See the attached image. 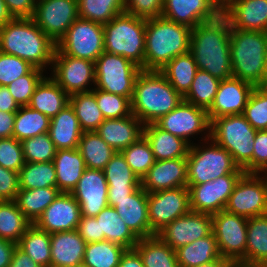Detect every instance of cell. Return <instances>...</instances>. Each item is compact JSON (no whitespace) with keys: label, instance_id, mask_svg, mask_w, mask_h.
Returning a JSON list of instances; mask_svg holds the SVG:
<instances>
[{"label":"cell","instance_id":"obj_1","mask_svg":"<svg viewBox=\"0 0 267 267\" xmlns=\"http://www.w3.org/2000/svg\"><path fill=\"white\" fill-rule=\"evenodd\" d=\"M230 31V22L223 13L191 30L190 53L197 68L220 80L232 77Z\"/></svg>","mask_w":267,"mask_h":267},{"label":"cell","instance_id":"obj_2","mask_svg":"<svg viewBox=\"0 0 267 267\" xmlns=\"http://www.w3.org/2000/svg\"><path fill=\"white\" fill-rule=\"evenodd\" d=\"M55 49L56 43L32 18H14L0 28V52L17 56L43 71L51 69Z\"/></svg>","mask_w":267,"mask_h":267},{"label":"cell","instance_id":"obj_3","mask_svg":"<svg viewBox=\"0 0 267 267\" xmlns=\"http://www.w3.org/2000/svg\"><path fill=\"white\" fill-rule=\"evenodd\" d=\"M184 101L160 71L142 70L136 77L131 99L132 114L144 125L156 123Z\"/></svg>","mask_w":267,"mask_h":267},{"label":"cell","instance_id":"obj_4","mask_svg":"<svg viewBox=\"0 0 267 267\" xmlns=\"http://www.w3.org/2000/svg\"><path fill=\"white\" fill-rule=\"evenodd\" d=\"M191 30L163 17L146 19L144 70L160 71L174 57L190 52Z\"/></svg>","mask_w":267,"mask_h":267},{"label":"cell","instance_id":"obj_5","mask_svg":"<svg viewBox=\"0 0 267 267\" xmlns=\"http://www.w3.org/2000/svg\"><path fill=\"white\" fill-rule=\"evenodd\" d=\"M266 48L267 32L231 29L232 76L254 87L267 86Z\"/></svg>","mask_w":267,"mask_h":267},{"label":"cell","instance_id":"obj_6","mask_svg":"<svg viewBox=\"0 0 267 267\" xmlns=\"http://www.w3.org/2000/svg\"><path fill=\"white\" fill-rule=\"evenodd\" d=\"M254 129L243 114L217 117L211 121L210 138L233 157L245 173H253Z\"/></svg>","mask_w":267,"mask_h":267},{"label":"cell","instance_id":"obj_7","mask_svg":"<svg viewBox=\"0 0 267 267\" xmlns=\"http://www.w3.org/2000/svg\"><path fill=\"white\" fill-rule=\"evenodd\" d=\"M103 28L104 51L121 55L144 70L146 19L124 12Z\"/></svg>","mask_w":267,"mask_h":267},{"label":"cell","instance_id":"obj_8","mask_svg":"<svg viewBox=\"0 0 267 267\" xmlns=\"http://www.w3.org/2000/svg\"><path fill=\"white\" fill-rule=\"evenodd\" d=\"M199 143H193L188 150L187 185H200L220 176L245 173L234 162L231 154L211 138Z\"/></svg>","mask_w":267,"mask_h":267},{"label":"cell","instance_id":"obj_9","mask_svg":"<svg viewBox=\"0 0 267 267\" xmlns=\"http://www.w3.org/2000/svg\"><path fill=\"white\" fill-rule=\"evenodd\" d=\"M141 71L131 60L104 51L95 61L94 88L132 99L134 83Z\"/></svg>","mask_w":267,"mask_h":267},{"label":"cell","instance_id":"obj_10","mask_svg":"<svg viewBox=\"0 0 267 267\" xmlns=\"http://www.w3.org/2000/svg\"><path fill=\"white\" fill-rule=\"evenodd\" d=\"M103 52V24L77 18L56 43L54 54H65L95 62Z\"/></svg>","mask_w":267,"mask_h":267},{"label":"cell","instance_id":"obj_11","mask_svg":"<svg viewBox=\"0 0 267 267\" xmlns=\"http://www.w3.org/2000/svg\"><path fill=\"white\" fill-rule=\"evenodd\" d=\"M248 218L221 210L212 215V232L221 257L245 267Z\"/></svg>","mask_w":267,"mask_h":267},{"label":"cell","instance_id":"obj_12","mask_svg":"<svg viewBox=\"0 0 267 267\" xmlns=\"http://www.w3.org/2000/svg\"><path fill=\"white\" fill-rule=\"evenodd\" d=\"M156 124L161 129L182 138L190 146L193 144L190 139L191 137L194 138L195 135L201 134L203 136L200 141L210 139L211 122L207 110L186 101L162 116Z\"/></svg>","mask_w":267,"mask_h":267},{"label":"cell","instance_id":"obj_13","mask_svg":"<svg viewBox=\"0 0 267 267\" xmlns=\"http://www.w3.org/2000/svg\"><path fill=\"white\" fill-rule=\"evenodd\" d=\"M51 69L50 77L69 96L94 89L95 62L65 54H54Z\"/></svg>","mask_w":267,"mask_h":267},{"label":"cell","instance_id":"obj_14","mask_svg":"<svg viewBox=\"0 0 267 267\" xmlns=\"http://www.w3.org/2000/svg\"><path fill=\"white\" fill-rule=\"evenodd\" d=\"M225 210L246 218L267 214V187L261 174L244 173L234 187Z\"/></svg>","mask_w":267,"mask_h":267},{"label":"cell","instance_id":"obj_15","mask_svg":"<svg viewBox=\"0 0 267 267\" xmlns=\"http://www.w3.org/2000/svg\"><path fill=\"white\" fill-rule=\"evenodd\" d=\"M190 211L189 189L179 187L148 193L150 237Z\"/></svg>","mask_w":267,"mask_h":267},{"label":"cell","instance_id":"obj_16","mask_svg":"<svg viewBox=\"0 0 267 267\" xmlns=\"http://www.w3.org/2000/svg\"><path fill=\"white\" fill-rule=\"evenodd\" d=\"M79 18L77 0H37L33 21L55 43Z\"/></svg>","mask_w":267,"mask_h":267},{"label":"cell","instance_id":"obj_17","mask_svg":"<svg viewBox=\"0 0 267 267\" xmlns=\"http://www.w3.org/2000/svg\"><path fill=\"white\" fill-rule=\"evenodd\" d=\"M243 174H228L200 185H187L190 210L215 214L225 210L229 197Z\"/></svg>","mask_w":267,"mask_h":267},{"label":"cell","instance_id":"obj_18","mask_svg":"<svg viewBox=\"0 0 267 267\" xmlns=\"http://www.w3.org/2000/svg\"><path fill=\"white\" fill-rule=\"evenodd\" d=\"M212 233V215L189 211L178 217L156 235L175 251Z\"/></svg>","mask_w":267,"mask_h":267},{"label":"cell","instance_id":"obj_19","mask_svg":"<svg viewBox=\"0 0 267 267\" xmlns=\"http://www.w3.org/2000/svg\"><path fill=\"white\" fill-rule=\"evenodd\" d=\"M70 193L79 203L82 216L96 217L108 206V184L104 171L86 168Z\"/></svg>","mask_w":267,"mask_h":267},{"label":"cell","instance_id":"obj_20","mask_svg":"<svg viewBox=\"0 0 267 267\" xmlns=\"http://www.w3.org/2000/svg\"><path fill=\"white\" fill-rule=\"evenodd\" d=\"M221 13L222 9L213 0H163L161 17L193 29Z\"/></svg>","mask_w":267,"mask_h":267},{"label":"cell","instance_id":"obj_21","mask_svg":"<svg viewBox=\"0 0 267 267\" xmlns=\"http://www.w3.org/2000/svg\"><path fill=\"white\" fill-rule=\"evenodd\" d=\"M81 216L79 203L73 195L61 192L34 225L49 234L77 230Z\"/></svg>","mask_w":267,"mask_h":267},{"label":"cell","instance_id":"obj_22","mask_svg":"<svg viewBox=\"0 0 267 267\" xmlns=\"http://www.w3.org/2000/svg\"><path fill=\"white\" fill-rule=\"evenodd\" d=\"M253 89L252 84L233 76L221 80L214 102L207 111L210 122L217 117L243 114Z\"/></svg>","mask_w":267,"mask_h":267},{"label":"cell","instance_id":"obj_23","mask_svg":"<svg viewBox=\"0 0 267 267\" xmlns=\"http://www.w3.org/2000/svg\"><path fill=\"white\" fill-rule=\"evenodd\" d=\"M187 158L156 160L141 180V187L152 193L187 187Z\"/></svg>","mask_w":267,"mask_h":267},{"label":"cell","instance_id":"obj_24","mask_svg":"<svg viewBox=\"0 0 267 267\" xmlns=\"http://www.w3.org/2000/svg\"><path fill=\"white\" fill-rule=\"evenodd\" d=\"M108 205L116 209L120 218L138 239L150 237L148 193L141 186L126 199L108 200Z\"/></svg>","mask_w":267,"mask_h":267},{"label":"cell","instance_id":"obj_25","mask_svg":"<svg viewBox=\"0 0 267 267\" xmlns=\"http://www.w3.org/2000/svg\"><path fill=\"white\" fill-rule=\"evenodd\" d=\"M222 13L231 29L267 32V0H232Z\"/></svg>","mask_w":267,"mask_h":267},{"label":"cell","instance_id":"obj_26","mask_svg":"<svg viewBox=\"0 0 267 267\" xmlns=\"http://www.w3.org/2000/svg\"><path fill=\"white\" fill-rule=\"evenodd\" d=\"M144 124L135 116L105 119L95 132L116 152H121L143 136Z\"/></svg>","mask_w":267,"mask_h":267},{"label":"cell","instance_id":"obj_27","mask_svg":"<svg viewBox=\"0 0 267 267\" xmlns=\"http://www.w3.org/2000/svg\"><path fill=\"white\" fill-rule=\"evenodd\" d=\"M50 267H73L83 264L86 242L77 230L50 234Z\"/></svg>","mask_w":267,"mask_h":267},{"label":"cell","instance_id":"obj_28","mask_svg":"<svg viewBox=\"0 0 267 267\" xmlns=\"http://www.w3.org/2000/svg\"><path fill=\"white\" fill-rule=\"evenodd\" d=\"M48 134L56 150L78 148L83 130L70 104L50 119Z\"/></svg>","mask_w":267,"mask_h":267},{"label":"cell","instance_id":"obj_29","mask_svg":"<svg viewBox=\"0 0 267 267\" xmlns=\"http://www.w3.org/2000/svg\"><path fill=\"white\" fill-rule=\"evenodd\" d=\"M143 136L149 142L155 160L187 157L190 145L182 138L161 129L156 123L144 125Z\"/></svg>","mask_w":267,"mask_h":267},{"label":"cell","instance_id":"obj_30","mask_svg":"<svg viewBox=\"0 0 267 267\" xmlns=\"http://www.w3.org/2000/svg\"><path fill=\"white\" fill-rule=\"evenodd\" d=\"M68 104L69 95L49 75L37 85L28 106L51 119Z\"/></svg>","mask_w":267,"mask_h":267},{"label":"cell","instance_id":"obj_31","mask_svg":"<svg viewBox=\"0 0 267 267\" xmlns=\"http://www.w3.org/2000/svg\"><path fill=\"white\" fill-rule=\"evenodd\" d=\"M53 163L56 170L57 188L70 193L86 169L84 159L77 148L57 150Z\"/></svg>","mask_w":267,"mask_h":267},{"label":"cell","instance_id":"obj_32","mask_svg":"<svg viewBox=\"0 0 267 267\" xmlns=\"http://www.w3.org/2000/svg\"><path fill=\"white\" fill-rule=\"evenodd\" d=\"M267 266V214L248 218L245 267Z\"/></svg>","mask_w":267,"mask_h":267},{"label":"cell","instance_id":"obj_33","mask_svg":"<svg viewBox=\"0 0 267 267\" xmlns=\"http://www.w3.org/2000/svg\"><path fill=\"white\" fill-rule=\"evenodd\" d=\"M176 255L179 267H194L215 260H224L219 253L213 232L204 238L178 248Z\"/></svg>","mask_w":267,"mask_h":267},{"label":"cell","instance_id":"obj_34","mask_svg":"<svg viewBox=\"0 0 267 267\" xmlns=\"http://www.w3.org/2000/svg\"><path fill=\"white\" fill-rule=\"evenodd\" d=\"M95 218L99 222L100 235H104L105 240L122 245L126 249H134L139 239L127 227L114 207L106 206Z\"/></svg>","mask_w":267,"mask_h":267},{"label":"cell","instance_id":"obj_35","mask_svg":"<svg viewBox=\"0 0 267 267\" xmlns=\"http://www.w3.org/2000/svg\"><path fill=\"white\" fill-rule=\"evenodd\" d=\"M134 249L141 256L144 267H179L176 251L157 235L140 238Z\"/></svg>","mask_w":267,"mask_h":267},{"label":"cell","instance_id":"obj_36","mask_svg":"<svg viewBox=\"0 0 267 267\" xmlns=\"http://www.w3.org/2000/svg\"><path fill=\"white\" fill-rule=\"evenodd\" d=\"M60 193L57 187L19 189L15 202L27 219L34 224Z\"/></svg>","mask_w":267,"mask_h":267},{"label":"cell","instance_id":"obj_37","mask_svg":"<svg viewBox=\"0 0 267 267\" xmlns=\"http://www.w3.org/2000/svg\"><path fill=\"white\" fill-rule=\"evenodd\" d=\"M77 149L84 159L86 168L102 171L117 153L95 131H84Z\"/></svg>","mask_w":267,"mask_h":267},{"label":"cell","instance_id":"obj_38","mask_svg":"<svg viewBox=\"0 0 267 267\" xmlns=\"http://www.w3.org/2000/svg\"><path fill=\"white\" fill-rule=\"evenodd\" d=\"M197 70L194 57L188 52L174 57L160 72L167 78L171 86L184 96L189 91Z\"/></svg>","mask_w":267,"mask_h":267},{"label":"cell","instance_id":"obj_39","mask_svg":"<svg viewBox=\"0 0 267 267\" xmlns=\"http://www.w3.org/2000/svg\"><path fill=\"white\" fill-rule=\"evenodd\" d=\"M32 223L15 200L0 201V238L18 243Z\"/></svg>","mask_w":267,"mask_h":267},{"label":"cell","instance_id":"obj_40","mask_svg":"<svg viewBox=\"0 0 267 267\" xmlns=\"http://www.w3.org/2000/svg\"><path fill=\"white\" fill-rule=\"evenodd\" d=\"M50 118L41 112L27 106H20L15 114L13 137L18 141L47 133Z\"/></svg>","mask_w":267,"mask_h":267},{"label":"cell","instance_id":"obj_41","mask_svg":"<svg viewBox=\"0 0 267 267\" xmlns=\"http://www.w3.org/2000/svg\"><path fill=\"white\" fill-rule=\"evenodd\" d=\"M50 234L32 224L21 237L17 246L42 267H50Z\"/></svg>","mask_w":267,"mask_h":267},{"label":"cell","instance_id":"obj_42","mask_svg":"<svg viewBox=\"0 0 267 267\" xmlns=\"http://www.w3.org/2000/svg\"><path fill=\"white\" fill-rule=\"evenodd\" d=\"M220 81L209 72L198 69L189 91L183 96L184 101L208 111L214 102Z\"/></svg>","mask_w":267,"mask_h":267},{"label":"cell","instance_id":"obj_43","mask_svg":"<svg viewBox=\"0 0 267 267\" xmlns=\"http://www.w3.org/2000/svg\"><path fill=\"white\" fill-rule=\"evenodd\" d=\"M69 104L72 106L83 132L95 131L105 120L97 105L95 95L91 91L69 96Z\"/></svg>","mask_w":267,"mask_h":267},{"label":"cell","instance_id":"obj_44","mask_svg":"<svg viewBox=\"0 0 267 267\" xmlns=\"http://www.w3.org/2000/svg\"><path fill=\"white\" fill-rule=\"evenodd\" d=\"M127 249L108 240L87 243L83 264L88 267H118Z\"/></svg>","mask_w":267,"mask_h":267},{"label":"cell","instance_id":"obj_45","mask_svg":"<svg viewBox=\"0 0 267 267\" xmlns=\"http://www.w3.org/2000/svg\"><path fill=\"white\" fill-rule=\"evenodd\" d=\"M20 189L57 187L56 170L51 162H25L19 171Z\"/></svg>","mask_w":267,"mask_h":267},{"label":"cell","instance_id":"obj_46","mask_svg":"<svg viewBox=\"0 0 267 267\" xmlns=\"http://www.w3.org/2000/svg\"><path fill=\"white\" fill-rule=\"evenodd\" d=\"M79 18L106 24L125 12L124 0H77Z\"/></svg>","mask_w":267,"mask_h":267},{"label":"cell","instance_id":"obj_47","mask_svg":"<svg viewBox=\"0 0 267 267\" xmlns=\"http://www.w3.org/2000/svg\"><path fill=\"white\" fill-rule=\"evenodd\" d=\"M131 170L142 180L155 163L151 146L144 136L121 151Z\"/></svg>","mask_w":267,"mask_h":267},{"label":"cell","instance_id":"obj_48","mask_svg":"<svg viewBox=\"0 0 267 267\" xmlns=\"http://www.w3.org/2000/svg\"><path fill=\"white\" fill-rule=\"evenodd\" d=\"M108 187H140L141 180L126 163L121 152H117L104 168Z\"/></svg>","mask_w":267,"mask_h":267},{"label":"cell","instance_id":"obj_49","mask_svg":"<svg viewBox=\"0 0 267 267\" xmlns=\"http://www.w3.org/2000/svg\"><path fill=\"white\" fill-rule=\"evenodd\" d=\"M105 119H119L132 115L131 99L94 88L91 91Z\"/></svg>","mask_w":267,"mask_h":267},{"label":"cell","instance_id":"obj_50","mask_svg":"<svg viewBox=\"0 0 267 267\" xmlns=\"http://www.w3.org/2000/svg\"><path fill=\"white\" fill-rule=\"evenodd\" d=\"M243 115L254 129H266L267 86L254 87L245 106Z\"/></svg>","mask_w":267,"mask_h":267},{"label":"cell","instance_id":"obj_51","mask_svg":"<svg viewBox=\"0 0 267 267\" xmlns=\"http://www.w3.org/2000/svg\"><path fill=\"white\" fill-rule=\"evenodd\" d=\"M25 162H51L53 161L56 148L47 133L21 141Z\"/></svg>","mask_w":267,"mask_h":267},{"label":"cell","instance_id":"obj_52","mask_svg":"<svg viewBox=\"0 0 267 267\" xmlns=\"http://www.w3.org/2000/svg\"><path fill=\"white\" fill-rule=\"evenodd\" d=\"M42 69L34 67L28 74L15 79L7 85L11 96L19 106H27L35 88L40 81L46 76Z\"/></svg>","mask_w":267,"mask_h":267},{"label":"cell","instance_id":"obj_53","mask_svg":"<svg viewBox=\"0 0 267 267\" xmlns=\"http://www.w3.org/2000/svg\"><path fill=\"white\" fill-rule=\"evenodd\" d=\"M34 67L21 58L0 52V85L7 86L28 74Z\"/></svg>","mask_w":267,"mask_h":267},{"label":"cell","instance_id":"obj_54","mask_svg":"<svg viewBox=\"0 0 267 267\" xmlns=\"http://www.w3.org/2000/svg\"><path fill=\"white\" fill-rule=\"evenodd\" d=\"M24 164L21 141L14 137L0 139V166L19 173Z\"/></svg>","mask_w":267,"mask_h":267},{"label":"cell","instance_id":"obj_55","mask_svg":"<svg viewBox=\"0 0 267 267\" xmlns=\"http://www.w3.org/2000/svg\"><path fill=\"white\" fill-rule=\"evenodd\" d=\"M163 0H124L125 13L145 19L161 17Z\"/></svg>","mask_w":267,"mask_h":267},{"label":"cell","instance_id":"obj_56","mask_svg":"<svg viewBox=\"0 0 267 267\" xmlns=\"http://www.w3.org/2000/svg\"><path fill=\"white\" fill-rule=\"evenodd\" d=\"M19 189L18 172L0 166V201L15 200Z\"/></svg>","mask_w":267,"mask_h":267},{"label":"cell","instance_id":"obj_57","mask_svg":"<svg viewBox=\"0 0 267 267\" xmlns=\"http://www.w3.org/2000/svg\"><path fill=\"white\" fill-rule=\"evenodd\" d=\"M267 168V132L257 130L254 138L253 173L260 174Z\"/></svg>","mask_w":267,"mask_h":267},{"label":"cell","instance_id":"obj_58","mask_svg":"<svg viewBox=\"0 0 267 267\" xmlns=\"http://www.w3.org/2000/svg\"><path fill=\"white\" fill-rule=\"evenodd\" d=\"M77 231L86 243L104 241V235H100L99 222L95 217L81 216Z\"/></svg>","mask_w":267,"mask_h":267},{"label":"cell","instance_id":"obj_59","mask_svg":"<svg viewBox=\"0 0 267 267\" xmlns=\"http://www.w3.org/2000/svg\"><path fill=\"white\" fill-rule=\"evenodd\" d=\"M14 18H32L37 0H4Z\"/></svg>","mask_w":267,"mask_h":267},{"label":"cell","instance_id":"obj_60","mask_svg":"<svg viewBox=\"0 0 267 267\" xmlns=\"http://www.w3.org/2000/svg\"><path fill=\"white\" fill-rule=\"evenodd\" d=\"M16 112L0 111V139L13 137Z\"/></svg>","mask_w":267,"mask_h":267},{"label":"cell","instance_id":"obj_61","mask_svg":"<svg viewBox=\"0 0 267 267\" xmlns=\"http://www.w3.org/2000/svg\"><path fill=\"white\" fill-rule=\"evenodd\" d=\"M9 267H42L30 258L17 245L13 251Z\"/></svg>","mask_w":267,"mask_h":267},{"label":"cell","instance_id":"obj_62","mask_svg":"<svg viewBox=\"0 0 267 267\" xmlns=\"http://www.w3.org/2000/svg\"><path fill=\"white\" fill-rule=\"evenodd\" d=\"M20 106L16 103L7 86L0 85V111L17 112Z\"/></svg>","mask_w":267,"mask_h":267},{"label":"cell","instance_id":"obj_63","mask_svg":"<svg viewBox=\"0 0 267 267\" xmlns=\"http://www.w3.org/2000/svg\"><path fill=\"white\" fill-rule=\"evenodd\" d=\"M16 243L0 238V267H9Z\"/></svg>","mask_w":267,"mask_h":267},{"label":"cell","instance_id":"obj_64","mask_svg":"<svg viewBox=\"0 0 267 267\" xmlns=\"http://www.w3.org/2000/svg\"><path fill=\"white\" fill-rule=\"evenodd\" d=\"M118 267H144L139 253L135 249H127L120 259Z\"/></svg>","mask_w":267,"mask_h":267},{"label":"cell","instance_id":"obj_65","mask_svg":"<svg viewBox=\"0 0 267 267\" xmlns=\"http://www.w3.org/2000/svg\"><path fill=\"white\" fill-rule=\"evenodd\" d=\"M139 187H108V200H123Z\"/></svg>","mask_w":267,"mask_h":267},{"label":"cell","instance_id":"obj_66","mask_svg":"<svg viewBox=\"0 0 267 267\" xmlns=\"http://www.w3.org/2000/svg\"><path fill=\"white\" fill-rule=\"evenodd\" d=\"M14 17L8 10L4 0H0V28L5 26L8 22L12 21Z\"/></svg>","mask_w":267,"mask_h":267},{"label":"cell","instance_id":"obj_67","mask_svg":"<svg viewBox=\"0 0 267 267\" xmlns=\"http://www.w3.org/2000/svg\"><path fill=\"white\" fill-rule=\"evenodd\" d=\"M227 263L226 260H215L207 264H202L194 267H223Z\"/></svg>","mask_w":267,"mask_h":267},{"label":"cell","instance_id":"obj_68","mask_svg":"<svg viewBox=\"0 0 267 267\" xmlns=\"http://www.w3.org/2000/svg\"><path fill=\"white\" fill-rule=\"evenodd\" d=\"M223 10L232 0H213Z\"/></svg>","mask_w":267,"mask_h":267},{"label":"cell","instance_id":"obj_69","mask_svg":"<svg viewBox=\"0 0 267 267\" xmlns=\"http://www.w3.org/2000/svg\"><path fill=\"white\" fill-rule=\"evenodd\" d=\"M223 267H243V266L237 262H227Z\"/></svg>","mask_w":267,"mask_h":267},{"label":"cell","instance_id":"obj_70","mask_svg":"<svg viewBox=\"0 0 267 267\" xmlns=\"http://www.w3.org/2000/svg\"><path fill=\"white\" fill-rule=\"evenodd\" d=\"M260 174H261L262 178L264 179V181L266 183V187H267V168H265Z\"/></svg>","mask_w":267,"mask_h":267},{"label":"cell","instance_id":"obj_71","mask_svg":"<svg viewBox=\"0 0 267 267\" xmlns=\"http://www.w3.org/2000/svg\"><path fill=\"white\" fill-rule=\"evenodd\" d=\"M265 66H266V78H267V48H266V56H265Z\"/></svg>","mask_w":267,"mask_h":267},{"label":"cell","instance_id":"obj_72","mask_svg":"<svg viewBox=\"0 0 267 267\" xmlns=\"http://www.w3.org/2000/svg\"><path fill=\"white\" fill-rule=\"evenodd\" d=\"M73 267H88V266H86V265H84V264H80V265L73 266Z\"/></svg>","mask_w":267,"mask_h":267}]
</instances>
